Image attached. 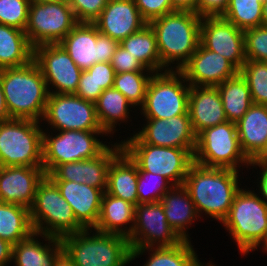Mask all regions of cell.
<instances>
[{
  "label": "cell",
  "instance_id": "6da1fadb",
  "mask_svg": "<svg viewBox=\"0 0 267 266\" xmlns=\"http://www.w3.org/2000/svg\"><path fill=\"white\" fill-rule=\"evenodd\" d=\"M239 171L231 168L205 167L193 163L183 186L188 190L199 215L204 212L220 221L228 216L238 185Z\"/></svg>",
  "mask_w": 267,
  "mask_h": 266
},
{
  "label": "cell",
  "instance_id": "7a4b0ae2",
  "mask_svg": "<svg viewBox=\"0 0 267 266\" xmlns=\"http://www.w3.org/2000/svg\"><path fill=\"white\" fill-rule=\"evenodd\" d=\"M201 19L195 12L174 11L148 23L156 36L161 72L180 70L190 60L200 44Z\"/></svg>",
  "mask_w": 267,
  "mask_h": 266
},
{
  "label": "cell",
  "instance_id": "3957f363",
  "mask_svg": "<svg viewBox=\"0 0 267 266\" xmlns=\"http://www.w3.org/2000/svg\"><path fill=\"white\" fill-rule=\"evenodd\" d=\"M0 81L10 118L42 121L49 90L34 60L21 67L0 69Z\"/></svg>",
  "mask_w": 267,
  "mask_h": 266
},
{
  "label": "cell",
  "instance_id": "277c9868",
  "mask_svg": "<svg viewBox=\"0 0 267 266\" xmlns=\"http://www.w3.org/2000/svg\"><path fill=\"white\" fill-rule=\"evenodd\" d=\"M61 243L76 266H125L131 262L128 238L118 234L84 229L62 237Z\"/></svg>",
  "mask_w": 267,
  "mask_h": 266
},
{
  "label": "cell",
  "instance_id": "5b68a950",
  "mask_svg": "<svg viewBox=\"0 0 267 266\" xmlns=\"http://www.w3.org/2000/svg\"><path fill=\"white\" fill-rule=\"evenodd\" d=\"M29 212L35 233L61 239L66 235L84 230L77 222L71 205L47 175L37 186Z\"/></svg>",
  "mask_w": 267,
  "mask_h": 266
},
{
  "label": "cell",
  "instance_id": "8992f818",
  "mask_svg": "<svg viewBox=\"0 0 267 266\" xmlns=\"http://www.w3.org/2000/svg\"><path fill=\"white\" fill-rule=\"evenodd\" d=\"M122 149L136 163L138 171L164 176L173 186L183 185L194 163V152L176 147L143 143L135 134L121 141Z\"/></svg>",
  "mask_w": 267,
  "mask_h": 266
},
{
  "label": "cell",
  "instance_id": "52a82bcc",
  "mask_svg": "<svg viewBox=\"0 0 267 266\" xmlns=\"http://www.w3.org/2000/svg\"><path fill=\"white\" fill-rule=\"evenodd\" d=\"M222 224L229 230L240 253L248 254L261 242L267 231V205L254 190L241 188Z\"/></svg>",
  "mask_w": 267,
  "mask_h": 266
},
{
  "label": "cell",
  "instance_id": "ba28073f",
  "mask_svg": "<svg viewBox=\"0 0 267 266\" xmlns=\"http://www.w3.org/2000/svg\"><path fill=\"white\" fill-rule=\"evenodd\" d=\"M30 119L0 123V166L43 167V130Z\"/></svg>",
  "mask_w": 267,
  "mask_h": 266
},
{
  "label": "cell",
  "instance_id": "9c48e42d",
  "mask_svg": "<svg viewBox=\"0 0 267 266\" xmlns=\"http://www.w3.org/2000/svg\"><path fill=\"white\" fill-rule=\"evenodd\" d=\"M190 87L180 70L153 73L147 85L144 105L140 109L141 115L146 119H169L189 114Z\"/></svg>",
  "mask_w": 267,
  "mask_h": 266
},
{
  "label": "cell",
  "instance_id": "30bf717a",
  "mask_svg": "<svg viewBox=\"0 0 267 266\" xmlns=\"http://www.w3.org/2000/svg\"><path fill=\"white\" fill-rule=\"evenodd\" d=\"M194 162L205 167L231 168L252 166L242 152L236 124L226 121L201 131L196 136Z\"/></svg>",
  "mask_w": 267,
  "mask_h": 266
},
{
  "label": "cell",
  "instance_id": "8fae6325",
  "mask_svg": "<svg viewBox=\"0 0 267 266\" xmlns=\"http://www.w3.org/2000/svg\"><path fill=\"white\" fill-rule=\"evenodd\" d=\"M103 131L65 130L54 137L43 131V170L49 174L57 165L90 159L101 154L108 146L98 135ZM96 135V136H95Z\"/></svg>",
  "mask_w": 267,
  "mask_h": 266
},
{
  "label": "cell",
  "instance_id": "7c38bea8",
  "mask_svg": "<svg viewBox=\"0 0 267 266\" xmlns=\"http://www.w3.org/2000/svg\"><path fill=\"white\" fill-rule=\"evenodd\" d=\"M78 23L69 4L31 2L24 31L35 47L59 43Z\"/></svg>",
  "mask_w": 267,
  "mask_h": 266
},
{
  "label": "cell",
  "instance_id": "4fadbf2b",
  "mask_svg": "<svg viewBox=\"0 0 267 266\" xmlns=\"http://www.w3.org/2000/svg\"><path fill=\"white\" fill-rule=\"evenodd\" d=\"M75 64L88 70L95 63L110 62L119 42L98 31L94 23L79 22L60 42Z\"/></svg>",
  "mask_w": 267,
  "mask_h": 266
},
{
  "label": "cell",
  "instance_id": "5bb4252c",
  "mask_svg": "<svg viewBox=\"0 0 267 266\" xmlns=\"http://www.w3.org/2000/svg\"><path fill=\"white\" fill-rule=\"evenodd\" d=\"M43 120L57 131H103L96 116L95 103L75 94L49 93Z\"/></svg>",
  "mask_w": 267,
  "mask_h": 266
},
{
  "label": "cell",
  "instance_id": "9a60e30c",
  "mask_svg": "<svg viewBox=\"0 0 267 266\" xmlns=\"http://www.w3.org/2000/svg\"><path fill=\"white\" fill-rule=\"evenodd\" d=\"M33 60L39 66L49 93L75 94L82 70L59 43L34 47ZM50 85L54 88L50 90Z\"/></svg>",
  "mask_w": 267,
  "mask_h": 266
},
{
  "label": "cell",
  "instance_id": "2e32d148",
  "mask_svg": "<svg viewBox=\"0 0 267 266\" xmlns=\"http://www.w3.org/2000/svg\"><path fill=\"white\" fill-rule=\"evenodd\" d=\"M128 241L131 248H150L172 247L183 240L168 224L163 205L158 201L135 206V222Z\"/></svg>",
  "mask_w": 267,
  "mask_h": 266
},
{
  "label": "cell",
  "instance_id": "e0dca14e",
  "mask_svg": "<svg viewBox=\"0 0 267 266\" xmlns=\"http://www.w3.org/2000/svg\"><path fill=\"white\" fill-rule=\"evenodd\" d=\"M200 43L230 61L239 71L246 62L244 31L222 16L202 17Z\"/></svg>",
  "mask_w": 267,
  "mask_h": 266
},
{
  "label": "cell",
  "instance_id": "ac0fdd59",
  "mask_svg": "<svg viewBox=\"0 0 267 266\" xmlns=\"http://www.w3.org/2000/svg\"><path fill=\"white\" fill-rule=\"evenodd\" d=\"M121 150V142L115 143L96 157L57 165L47 176L52 181L87 184L106 192L109 166Z\"/></svg>",
  "mask_w": 267,
  "mask_h": 266
},
{
  "label": "cell",
  "instance_id": "d6986e66",
  "mask_svg": "<svg viewBox=\"0 0 267 266\" xmlns=\"http://www.w3.org/2000/svg\"><path fill=\"white\" fill-rule=\"evenodd\" d=\"M146 125L135 135L146 144L176 147L195 152L196 135L191 126L189 114L169 119H145Z\"/></svg>",
  "mask_w": 267,
  "mask_h": 266
},
{
  "label": "cell",
  "instance_id": "ffe728a7",
  "mask_svg": "<svg viewBox=\"0 0 267 266\" xmlns=\"http://www.w3.org/2000/svg\"><path fill=\"white\" fill-rule=\"evenodd\" d=\"M180 71L190 86L212 87L218 86L239 73L230 61L206 49L201 43Z\"/></svg>",
  "mask_w": 267,
  "mask_h": 266
},
{
  "label": "cell",
  "instance_id": "44dd1931",
  "mask_svg": "<svg viewBox=\"0 0 267 266\" xmlns=\"http://www.w3.org/2000/svg\"><path fill=\"white\" fill-rule=\"evenodd\" d=\"M45 175L43 167L0 166V202L30 208Z\"/></svg>",
  "mask_w": 267,
  "mask_h": 266
},
{
  "label": "cell",
  "instance_id": "7402d4cb",
  "mask_svg": "<svg viewBox=\"0 0 267 266\" xmlns=\"http://www.w3.org/2000/svg\"><path fill=\"white\" fill-rule=\"evenodd\" d=\"M93 23L100 33L119 43L148 24L142 18L134 0H108Z\"/></svg>",
  "mask_w": 267,
  "mask_h": 266
},
{
  "label": "cell",
  "instance_id": "603a6c76",
  "mask_svg": "<svg viewBox=\"0 0 267 266\" xmlns=\"http://www.w3.org/2000/svg\"><path fill=\"white\" fill-rule=\"evenodd\" d=\"M188 113L194 134L227 121L222 99L217 87L191 86Z\"/></svg>",
  "mask_w": 267,
  "mask_h": 266
},
{
  "label": "cell",
  "instance_id": "cb8c5ba5",
  "mask_svg": "<svg viewBox=\"0 0 267 266\" xmlns=\"http://www.w3.org/2000/svg\"><path fill=\"white\" fill-rule=\"evenodd\" d=\"M61 195L71 205L77 222L84 229H94L100 214L104 191L72 181H53Z\"/></svg>",
  "mask_w": 267,
  "mask_h": 266
},
{
  "label": "cell",
  "instance_id": "d4e9b609",
  "mask_svg": "<svg viewBox=\"0 0 267 266\" xmlns=\"http://www.w3.org/2000/svg\"><path fill=\"white\" fill-rule=\"evenodd\" d=\"M235 124L242 152L255 161L267 148V105L253 104Z\"/></svg>",
  "mask_w": 267,
  "mask_h": 266
},
{
  "label": "cell",
  "instance_id": "484cf974",
  "mask_svg": "<svg viewBox=\"0 0 267 266\" xmlns=\"http://www.w3.org/2000/svg\"><path fill=\"white\" fill-rule=\"evenodd\" d=\"M134 222L135 205L104 192L99 218L93 230L102 233L118 234L128 238L133 230ZM130 223L132 224L129 225Z\"/></svg>",
  "mask_w": 267,
  "mask_h": 266
},
{
  "label": "cell",
  "instance_id": "4316f807",
  "mask_svg": "<svg viewBox=\"0 0 267 266\" xmlns=\"http://www.w3.org/2000/svg\"><path fill=\"white\" fill-rule=\"evenodd\" d=\"M39 236L48 241V244L38 241ZM62 251L61 239L34 232L29 238L13 246L12 261L14 260L15 266H54Z\"/></svg>",
  "mask_w": 267,
  "mask_h": 266
},
{
  "label": "cell",
  "instance_id": "83f0119b",
  "mask_svg": "<svg viewBox=\"0 0 267 266\" xmlns=\"http://www.w3.org/2000/svg\"><path fill=\"white\" fill-rule=\"evenodd\" d=\"M137 181V165L122 149L109 166L106 193L136 206L138 204Z\"/></svg>",
  "mask_w": 267,
  "mask_h": 266
},
{
  "label": "cell",
  "instance_id": "f1b7e54d",
  "mask_svg": "<svg viewBox=\"0 0 267 266\" xmlns=\"http://www.w3.org/2000/svg\"><path fill=\"white\" fill-rule=\"evenodd\" d=\"M160 202L171 228L182 240L190 241L187 234L188 226L199 218V215L188 190L183 185L173 186Z\"/></svg>",
  "mask_w": 267,
  "mask_h": 266
},
{
  "label": "cell",
  "instance_id": "f546056e",
  "mask_svg": "<svg viewBox=\"0 0 267 266\" xmlns=\"http://www.w3.org/2000/svg\"><path fill=\"white\" fill-rule=\"evenodd\" d=\"M33 56L34 47L24 30L0 24V69L27 65Z\"/></svg>",
  "mask_w": 267,
  "mask_h": 266
},
{
  "label": "cell",
  "instance_id": "4dcf8cb0",
  "mask_svg": "<svg viewBox=\"0 0 267 266\" xmlns=\"http://www.w3.org/2000/svg\"><path fill=\"white\" fill-rule=\"evenodd\" d=\"M191 241L183 240L172 247L131 248L130 261L149 251L144 266H195L200 260Z\"/></svg>",
  "mask_w": 267,
  "mask_h": 266
},
{
  "label": "cell",
  "instance_id": "1f68e13d",
  "mask_svg": "<svg viewBox=\"0 0 267 266\" xmlns=\"http://www.w3.org/2000/svg\"><path fill=\"white\" fill-rule=\"evenodd\" d=\"M132 106L127 98L113 87L101 93L95 102V108L98 122L105 136L114 133L115 125L119 124V121L123 123L128 121Z\"/></svg>",
  "mask_w": 267,
  "mask_h": 266
},
{
  "label": "cell",
  "instance_id": "d6a6232c",
  "mask_svg": "<svg viewBox=\"0 0 267 266\" xmlns=\"http://www.w3.org/2000/svg\"><path fill=\"white\" fill-rule=\"evenodd\" d=\"M216 87L222 99L227 121L236 123L253 105L246 79L239 72Z\"/></svg>",
  "mask_w": 267,
  "mask_h": 266
},
{
  "label": "cell",
  "instance_id": "836d02e7",
  "mask_svg": "<svg viewBox=\"0 0 267 266\" xmlns=\"http://www.w3.org/2000/svg\"><path fill=\"white\" fill-rule=\"evenodd\" d=\"M119 45L129 51L144 68L154 73L161 72V59L156 36L149 24L129 35Z\"/></svg>",
  "mask_w": 267,
  "mask_h": 266
},
{
  "label": "cell",
  "instance_id": "e575fe53",
  "mask_svg": "<svg viewBox=\"0 0 267 266\" xmlns=\"http://www.w3.org/2000/svg\"><path fill=\"white\" fill-rule=\"evenodd\" d=\"M34 233L29 208L0 202V238L16 245Z\"/></svg>",
  "mask_w": 267,
  "mask_h": 266
},
{
  "label": "cell",
  "instance_id": "d590c367",
  "mask_svg": "<svg viewBox=\"0 0 267 266\" xmlns=\"http://www.w3.org/2000/svg\"><path fill=\"white\" fill-rule=\"evenodd\" d=\"M262 6L261 0H229L222 17L244 31L262 26Z\"/></svg>",
  "mask_w": 267,
  "mask_h": 266
},
{
  "label": "cell",
  "instance_id": "8d00e7d4",
  "mask_svg": "<svg viewBox=\"0 0 267 266\" xmlns=\"http://www.w3.org/2000/svg\"><path fill=\"white\" fill-rule=\"evenodd\" d=\"M145 72L147 73L145 74ZM153 73L152 71L116 73L113 88L121 92L133 105V108L137 105L142 107L145 102L147 85Z\"/></svg>",
  "mask_w": 267,
  "mask_h": 266
},
{
  "label": "cell",
  "instance_id": "74e56055",
  "mask_svg": "<svg viewBox=\"0 0 267 266\" xmlns=\"http://www.w3.org/2000/svg\"><path fill=\"white\" fill-rule=\"evenodd\" d=\"M239 72L248 83L253 104L267 105V62L246 60Z\"/></svg>",
  "mask_w": 267,
  "mask_h": 266
},
{
  "label": "cell",
  "instance_id": "f35d334b",
  "mask_svg": "<svg viewBox=\"0 0 267 266\" xmlns=\"http://www.w3.org/2000/svg\"><path fill=\"white\" fill-rule=\"evenodd\" d=\"M172 187L173 185L162 175L138 171V204L158 202Z\"/></svg>",
  "mask_w": 267,
  "mask_h": 266
},
{
  "label": "cell",
  "instance_id": "ab89813d",
  "mask_svg": "<svg viewBox=\"0 0 267 266\" xmlns=\"http://www.w3.org/2000/svg\"><path fill=\"white\" fill-rule=\"evenodd\" d=\"M30 0H0V24L25 30Z\"/></svg>",
  "mask_w": 267,
  "mask_h": 266
},
{
  "label": "cell",
  "instance_id": "60d3db41",
  "mask_svg": "<svg viewBox=\"0 0 267 266\" xmlns=\"http://www.w3.org/2000/svg\"><path fill=\"white\" fill-rule=\"evenodd\" d=\"M246 60L267 62V27L244 30Z\"/></svg>",
  "mask_w": 267,
  "mask_h": 266
},
{
  "label": "cell",
  "instance_id": "b9f144b4",
  "mask_svg": "<svg viewBox=\"0 0 267 266\" xmlns=\"http://www.w3.org/2000/svg\"><path fill=\"white\" fill-rule=\"evenodd\" d=\"M108 0H70V7L78 22L93 23L107 5Z\"/></svg>",
  "mask_w": 267,
  "mask_h": 266
},
{
  "label": "cell",
  "instance_id": "7bdbcfd3",
  "mask_svg": "<svg viewBox=\"0 0 267 266\" xmlns=\"http://www.w3.org/2000/svg\"><path fill=\"white\" fill-rule=\"evenodd\" d=\"M134 2L147 23L175 11L171 0H134Z\"/></svg>",
  "mask_w": 267,
  "mask_h": 266
},
{
  "label": "cell",
  "instance_id": "ee69618b",
  "mask_svg": "<svg viewBox=\"0 0 267 266\" xmlns=\"http://www.w3.org/2000/svg\"><path fill=\"white\" fill-rule=\"evenodd\" d=\"M110 64L115 70V73L135 72V71H150L144 68L130 53L120 45L113 54Z\"/></svg>",
  "mask_w": 267,
  "mask_h": 266
},
{
  "label": "cell",
  "instance_id": "f6af8a7d",
  "mask_svg": "<svg viewBox=\"0 0 267 266\" xmlns=\"http://www.w3.org/2000/svg\"><path fill=\"white\" fill-rule=\"evenodd\" d=\"M103 91L101 87L97 86L91 73L87 70L82 71L75 95L95 103Z\"/></svg>",
  "mask_w": 267,
  "mask_h": 266
},
{
  "label": "cell",
  "instance_id": "bcb514c9",
  "mask_svg": "<svg viewBox=\"0 0 267 266\" xmlns=\"http://www.w3.org/2000/svg\"><path fill=\"white\" fill-rule=\"evenodd\" d=\"M87 71L92 74L98 87L103 90L113 87L116 73L110 62L95 63Z\"/></svg>",
  "mask_w": 267,
  "mask_h": 266
},
{
  "label": "cell",
  "instance_id": "7dc6e473",
  "mask_svg": "<svg viewBox=\"0 0 267 266\" xmlns=\"http://www.w3.org/2000/svg\"><path fill=\"white\" fill-rule=\"evenodd\" d=\"M228 5L229 0H198L197 14L201 17L222 16Z\"/></svg>",
  "mask_w": 267,
  "mask_h": 266
},
{
  "label": "cell",
  "instance_id": "c3c4849f",
  "mask_svg": "<svg viewBox=\"0 0 267 266\" xmlns=\"http://www.w3.org/2000/svg\"><path fill=\"white\" fill-rule=\"evenodd\" d=\"M251 165L259 166V168L262 169L261 172L259 173L260 177L258 178V180L260 179V181L257 183H259L258 190L262 196V198L260 197V199L267 205V165L258 163H251Z\"/></svg>",
  "mask_w": 267,
  "mask_h": 266
},
{
  "label": "cell",
  "instance_id": "681fc988",
  "mask_svg": "<svg viewBox=\"0 0 267 266\" xmlns=\"http://www.w3.org/2000/svg\"><path fill=\"white\" fill-rule=\"evenodd\" d=\"M13 244L0 238V266H7L12 261Z\"/></svg>",
  "mask_w": 267,
  "mask_h": 266
},
{
  "label": "cell",
  "instance_id": "f907efd6",
  "mask_svg": "<svg viewBox=\"0 0 267 266\" xmlns=\"http://www.w3.org/2000/svg\"><path fill=\"white\" fill-rule=\"evenodd\" d=\"M198 0H171L172 8L175 11H189L197 14Z\"/></svg>",
  "mask_w": 267,
  "mask_h": 266
},
{
  "label": "cell",
  "instance_id": "816d5d0a",
  "mask_svg": "<svg viewBox=\"0 0 267 266\" xmlns=\"http://www.w3.org/2000/svg\"><path fill=\"white\" fill-rule=\"evenodd\" d=\"M11 119L5 102L2 83L0 81V123Z\"/></svg>",
  "mask_w": 267,
  "mask_h": 266
},
{
  "label": "cell",
  "instance_id": "f5cc1de1",
  "mask_svg": "<svg viewBox=\"0 0 267 266\" xmlns=\"http://www.w3.org/2000/svg\"><path fill=\"white\" fill-rule=\"evenodd\" d=\"M54 266H76L73 260L63 250L55 260Z\"/></svg>",
  "mask_w": 267,
  "mask_h": 266
},
{
  "label": "cell",
  "instance_id": "db71d44e",
  "mask_svg": "<svg viewBox=\"0 0 267 266\" xmlns=\"http://www.w3.org/2000/svg\"><path fill=\"white\" fill-rule=\"evenodd\" d=\"M262 26L267 27V0L263 2L262 6Z\"/></svg>",
  "mask_w": 267,
  "mask_h": 266
},
{
  "label": "cell",
  "instance_id": "11a10c76",
  "mask_svg": "<svg viewBox=\"0 0 267 266\" xmlns=\"http://www.w3.org/2000/svg\"><path fill=\"white\" fill-rule=\"evenodd\" d=\"M252 163H258V164H263L267 165V148L265 151Z\"/></svg>",
  "mask_w": 267,
  "mask_h": 266
},
{
  "label": "cell",
  "instance_id": "9f6ffc18",
  "mask_svg": "<svg viewBox=\"0 0 267 266\" xmlns=\"http://www.w3.org/2000/svg\"><path fill=\"white\" fill-rule=\"evenodd\" d=\"M34 3H66L69 4L70 0H30Z\"/></svg>",
  "mask_w": 267,
  "mask_h": 266
},
{
  "label": "cell",
  "instance_id": "6f0895ef",
  "mask_svg": "<svg viewBox=\"0 0 267 266\" xmlns=\"http://www.w3.org/2000/svg\"><path fill=\"white\" fill-rule=\"evenodd\" d=\"M263 243V244H262ZM260 244L262 245V249L265 250V252L267 251V231L265 232L264 238L261 240V242L254 248V250L258 249V247L260 246Z\"/></svg>",
  "mask_w": 267,
  "mask_h": 266
},
{
  "label": "cell",
  "instance_id": "680465c9",
  "mask_svg": "<svg viewBox=\"0 0 267 266\" xmlns=\"http://www.w3.org/2000/svg\"><path fill=\"white\" fill-rule=\"evenodd\" d=\"M195 266H204V264H202V263L199 261ZM206 266H215V265H214V264L212 265V263H207Z\"/></svg>",
  "mask_w": 267,
  "mask_h": 266
}]
</instances>
